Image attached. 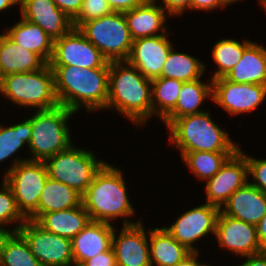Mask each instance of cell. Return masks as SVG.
Wrapping results in <instances>:
<instances>
[{"label": "cell", "mask_w": 266, "mask_h": 266, "mask_svg": "<svg viewBox=\"0 0 266 266\" xmlns=\"http://www.w3.org/2000/svg\"><path fill=\"white\" fill-rule=\"evenodd\" d=\"M212 99V80L204 83L201 79L183 82L175 108L162 120L166 127L182 116L204 112L200 106L207 98Z\"/></svg>", "instance_id": "obj_27"}, {"label": "cell", "mask_w": 266, "mask_h": 266, "mask_svg": "<svg viewBox=\"0 0 266 266\" xmlns=\"http://www.w3.org/2000/svg\"><path fill=\"white\" fill-rule=\"evenodd\" d=\"M160 7L166 11L169 16H180L185 9H191V0H163ZM164 4V6H163Z\"/></svg>", "instance_id": "obj_38"}, {"label": "cell", "mask_w": 266, "mask_h": 266, "mask_svg": "<svg viewBox=\"0 0 266 266\" xmlns=\"http://www.w3.org/2000/svg\"><path fill=\"white\" fill-rule=\"evenodd\" d=\"M31 135L32 124L30 118L11 126L0 125V163L12 157L26 143L28 146Z\"/></svg>", "instance_id": "obj_34"}, {"label": "cell", "mask_w": 266, "mask_h": 266, "mask_svg": "<svg viewBox=\"0 0 266 266\" xmlns=\"http://www.w3.org/2000/svg\"><path fill=\"white\" fill-rule=\"evenodd\" d=\"M4 33L16 44L38 54L47 64L53 55L54 41L38 25L21 17Z\"/></svg>", "instance_id": "obj_23"}, {"label": "cell", "mask_w": 266, "mask_h": 266, "mask_svg": "<svg viewBox=\"0 0 266 266\" xmlns=\"http://www.w3.org/2000/svg\"><path fill=\"white\" fill-rule=\"evenodd\" d=\"M81 266H117L112 247L103 253L87 259Z\"/></svg>", "instance_id": "obj_39"}, {"label": "cell", "mask_w": 266, "mask_h": 266, "mask_svg": "<svg viewBox=\"0 0 266 266\" xmlns=\"http://www.w3.org/2000/svg\"><path fill=\"white\" fill-rule=\"evenodd\" d=\"M114 108L135 126L152 117L151 80L127 60L110 61L106 110Z\"/></svg>", "instance_id": "obj_1"}, {"label": "cell", "mask_w": 266, "mask_h": 266, "mask_svg": "<svg viewBox=\"0 0 266 266\" xmlns=\"http://www.w3.org/2000/svg\"><path fill=\"white\" fill-rule=\"evenodd\" d=\"M122 173L121 169L106 162L82 194L81 204L91 221L111 223L110 221L123 217V225L141 222L127 219L134 215L135 209L129 200Z\"/></svg>", "instance_id": "obj_3"}, {"label": "cell", "mask_w": 266, "mask_h": 266, "mask_svg": "<svg viewBox=\"0 0 266 266\" xmlns=\"http://www.w3.org/2000/svg\"><path fill=\"white\" fill-rule=\"evenodd\" d=\"M236 152H186L182 161L201 181H207L212 178L226 163V161Z\"/></svg>", "instance_id": "obj_32"}, {"label": "cell", "mask_w": 266, "mask_h": 266, "mask_svg": "<svg viewBox=\"0 0 266 266\" xmlns=\"http://www.w3.org/2000/svg\"><path fill=\"white\" fill-rule=\"evenodd\" d=\"M50 67L60 105L75 113L84 107L90 113L106 110L109 68Z\"/></svg>", "instance_id": "obj_2"}, {"label": "cell", "mask_w": 266, "mask_h": 266, "mask_svg": "<svg viewBox=\"0 0 266 266\" xmlns=\"http://www.w3.org/2000/svg\"><path fill=\"white\" fill-rule=\"evenodd\" d=\"M239 84L266 86V47L252 42L243 52L238 64L225 76Z\"/></svg>", "instance_id": "obj_22"}, {"label": "cell", "mask_w": 266, "mask_h": 266, "mask_svg": "<svg viewBox=\"0 0 266 266\" xmlns=\"http://www.w3.org/2000/svg\"><path fill=\"white\" fill-rule=\"evenodd\" d=\"M167 36H169V32L136 39L132 43L127 61L149 80L160 77L169 51L174 47Z\"/></svg>", "instance_id": "obj_17"}, {"label": "cell", "mask_w": 266, "mask_h": 266, "mask_svg": "<svg viewBox=\"0 0 266 266\" xmlns=\"http://www.w3.org/2000/svg\"><path fill=\"white\" fill-rule=\"evenodd\" d=\"M16 226L12 229H6L5 225H11L16 222ZM20 221V222H19ZM26 219L19 212L14 194L10 186L3 180L0 188V231L4 232H18L19 228L24 224Z\"/></svg>", "instance_id": "obj_35"}, {"label": "cell", "mask_w": 266, "mask_h": 266, "mask_svg": "<svg viewBox=\"0 0 266 266\" xmlns=\"http://www.w3.org/2000/svg\"><path fill=\"white\" fill-rule=\"evenodd\" d=\"M259 244L263 250H266V213L256 225Z\"/></svg>", "instance_id": "obj_44"}, {"label": "cell", "mask_w": 266, "mask_h": 266, "mask_svg": "<svg viewBox=\"0 0 266 266\" xmlns=\"http://www.w3.org/2000/svg\"><path fill=\"white\" fill-rule=\"evenodd\" d=\"M2 88H3V75H2V73L0 71V93L2 91Z\"/></svg>", "instance_id": "obj_47"}, {"label": "cell", "mask_w": 266, "mask_h": 266, "mask_svg": "<svg viewBox=\"0 0 266 266\" xmlns=\"http://www.w3.org/2000/svg\"><path fill=\"white\" fill-rule=\"evenodd\" d=\"M90 221L91 219L88 212L81 204L71 209L47 212L36 222L46 231L73 239L90 223Z\"/></svg>", "instance_id": "obj_25"}, {"label": "cell", "mask_w": 266, "mask_h": 266, "mask_svg": "<svg viewBox=\"0 0 266 266\" xmlns=\"http://www.w3.org/2000/svg\"><path fill=\"white\" fill-rule=\"evenodd\" d=\"M266 99V86L239 84L220 77L212 80V101L231 116L251 113Z\"/></svg>", "instance_id": "obj_13"}, {"label": "cell", "mask_w": 266, "mask_h": 266, "mask_svg": "<svg viewBox=\"0 0 266 266\" xmlns=\"http://www.w3.org/2000/svg\"><path fill=\"white\" fill-rule=\"evenodd\" d=\"M249 180L246 157L238 150L205 185L206 202L222 208L229 197Z\"/></svg>", "instance_id": "obj_14"}, {"label": "cell", "mask_w": 266, "mask_h": 266, "mask_svg": "<svg viewBox=\"0 0 266 266\" xmlns=\"http://www.w3.org/2000/svg\"><path fill=\"white\" fill-rule=\"evenodd\" d=\"M183 82L159 77L151 80L152 116L162 120L175 108Z\"/></svg>", "instance_id": "obj_31"}, {"label": "cell", "mask_w": 266, "mask_h": 266, "mask_svg": "<svg viewBox=\"0 0 266 266\" xmlns=\"http://www.w3.org/2000/svg\"><path fill=\"white\" fill-rule=\"evenodd\" d=\"M50 66H76L80 68H109L110 61L73 27L67 34L54 40Z\"/></svg>", "instance_id": "obj_11"}, {"label": "cell", "mask_w": 266, "mask_h": 266, "mask_svg": "<svg viewBox=\"0 0 266 266\" xmlns=\"http://www.w3.org/2000/svg\"><path fill=\"white\" fill-rule=\"evenodd\" d=\"M114 229L112 223L90 221L71 239L74 266H81L87 259L107 251L111 247Z\"/></svg>", "instance_id": "obj_20"}, {"label": "cell", "mask_w": 266, "mask_h": 266, "mask_svg": "<svg viewBox=\"0 0 266 266\" xmlns=\"http://www.w3.org/2000/svg\"><path fill=\"white\" fill-rule=\"evenodd\" d=\"M7 169L3 180L12 189L19 212L37 221L39 199L49 177L45 162L16 157Z\"/></svg>", "instance_id": "obj_7"}, {"label": "cell", "mask_w": 266, "mask_h": 266, "mask_svg": "<svg viewBox=\"0 0 266 266\" xmlns=\"http://www.w3.org/2000/svg\"><path fill=\"white\" fill-rule=\"evenodd\" d=\"M157 1L148 0L145 4L124 12L133 41L140 38L166 34L168 32L165 25L168 15L164 9L157 5Z\"/></svg>", "instance_id": "obj_21"}, {"label": "cell", "mask_w": 266, "mask_h": 266, "mask_svg": "<svg viewBox=\"0 0 266 266\" xmlns=\"http://www.w3.org/2000/svg\"><path fill=\"white\" fill-rule=\"evenodd\" d=\"M175 48L169 51L160 77L190 82L202 78L206 71L205 64L195 56L176 52Z\"/></svg>", "instance_id": "obj_30"}, {"label": "cell", "mask_w": 266, "mask_h": 266, "mask_svg": "<svg viewBox=\"0 0 266 266\" xmlns=\"http://www.w3.org/2000/svg\"><path fill=\"white\" fill-rule=\"evenodd\" d=\"M247 260L238 266H266V250L261 253L245 256Z\"/></svg>", "instance_id": "obj_43"}, {"label": "cell", "mask_w": 266, "mask_h": 266, "mask_svg": "<svg viewBox=\"0 0 266 266\" xmlns=\"http://www.w3.org/2000/svg\"><path fill=\"white\" fill-rule=\"evenodd\" d=\"M148 0H107L113 12L124 13L145 4Z\"/></svg>", "instance_id": "obj_42"}, {"label": "cell", "mask_w": 266, "mask_h": 266, "mask_svg": "<svg viewBox=\"0 0 266 266\" xmlns=\"http://www.w3.org/2000/svg\"><path fill=\"white\" fill-rule=\"evenodd\" d=\"M107 0H83L78 15L72 20L73 26L79 28L84 22L111 14Z\"/></svg>", "instance_id": "obj_36"}, {"label": "cell", "mask_w": 266, "mask_h": 266, "mask_svg": "<svg viewBox=\"0 0 266 266\" xmlns=\"http://www.w3.org/2000/svg\"><path fill=\"white\" fill-rule=\"evenodd\" d=\"M47 63L36 53L22 48L5 33L0 34V71L3 76L42 69Z\"/></svg>", "instance_id": "obj_24"}, {"label": "cell", "mask_w": 266, "mask_h": 266, "mask_svg": "<svg viewBox=\"0 0 266 266\" xmlns=\"http://www.w3.org/2000/svg\"><path fill=\"white\" fill-rule=\"evenodd\" d=\"M250 40L242 43L234 39H221L212 49L213 60L218 69L212 74L211 80L225 77L242 58L244 50L251 44Z\"/></svg>", "instance_id": "obj_33"}, {"label": "cell", "mask_w": 266, "mask_h": 266, "mask_svg": "<svg viewBox=\"0 0 266 266\" xmlns=\"http://www.w3.org/2000/svg\"><path fill=\"white\" fill-rule=\"evenodd\" d=\"M199 253L200 252H192L177 266H208V264H204L198 261Z\"/></svg>", "instance_id": "obj_45"}, {"label": "cell", "mask_w": 266, "mask_h": 266, "mask_svg": "<svg viewBox=\"0 0 266 266\" xmlns=\"http://www.w3.org/2000/svg\"><path fill=\"white\" fill-rule=\"evenodd\" d=\"M78 29L107 61L128 59L133 40L124 13L112 12L109 15L86 21Z\"/></svg>", "instance_id": "obj_8"}, {"label": "cell", "mask_w": 266, "mask_h": 266, "mask_svg": "<svg viewBox=\"0 0 266 266\" xmlns=\"http://www.w3.org/2000/svg\"><path fill=\"white\" fill-rule=\"evenodd\" d=\"M259 3L263 6L264 10H266V0H260Z\"/></svg>", "instance_id": "obj_48"}, {"label": "cell", "mask_w": 266, "mask_h": 266, "mask_svg": "<svg viewBox=\"0 0 266 266\" xmlns=\"http://www.w3.org/2000/svg\"><path fill=\"white\" fill-rule=\"evenodd\" d=\"M19 1L20 0H0V12L3 11L4 13V10L17 4L19 6Z\"/></svg>", "instance_id": "obj_46"}, {"label": "cell", "mask_w": 266, "mask_h": 266, "mask_svg": "<svg viewBox=\"0 0 266 266\" xmlns=\"http://www.w3.org/2000/svg\"><path fill=\"white\" fill-rule=\"evenodd\" d=\"M219 213L220 208L204 203L189 209L181 214L171 226H163V228L189 251L199 252L193 244L210 232L215 235Z\"/></svg>", "instance_id": "obj_12"}, {"label": "cell", "mask_w": 266, "mask_h": 266, "mask_svg": "<svg viewBox=\"0 0 266 266\" xmlns=\"http://www.w3.org/2000/svg\"><path fill=\"white\" fill-rule=\"evenodd\" d=\"M142 221L132 225H122L118 237L113 231L111 247L117 266H152L149 253V237Z\"/></svg>", "instance_id": "obj_16"}, {"label": "cell", "mask_w": 266, "mask_h": 266, "mask_svg": "<svg viewBox=\"0 0 266 266\" xmlns=\"http://www.w3.org/2000/svg\"><path fill=\"white\" fill-rule=\"evenodd\" d=\"M150 262L154 266H177L189 254L185 246L175 240L163 227L149 230Z\"/></svg>", "instance_id": "obj_26"}, {"label": "cell", "mask_w": 266, "mask_h": 266, "mask_svg": "<svg viewBox=\"0 0 266 266\" xmlns=\"http://www.w3.org/2000/svg\"><path fill=\"white\" fill-rule=\"evenodd\" d=\"M71 20L79 13L83 0H52Z\"/></svg>", "instance_id": "obj_41"}, {"label": "cell", "mask_w": 266, "mask_h": 266, "mask_svg": "<svg viewBox=\"0 0 266 266\" xmlns=\"http://www.w3.org/2000/svg\"><path fill=\"white\" fill-rule=\"evenodd\" d=\"M21 17L40 26L54 41L74 26L72 20L52 0H20Z\"/></svg>", "instance_id": "obj_18"}, {"label": "cell", "mask_w": 266, "mask_h": 266, "mask_svg": "<svg viewBox=\"0 0 266 266\" xmlns=\"http://www.w3.org/2000/svg\"><path fill=\"white\" fill-rule=\"evenodd\" d=\"M105 163L98 161L92 151L80 149L73 144L45 161L51 179L66 184L81 195Z\"/></svg>", "instance_id": "obj_9"}, {"label": "cell", "mask_w": 266, "mask_h": 266, "mask_svg": "<svg viewBox=\"0 0 266 266\" xmlns=\"http://www.w3.org/2000/svg\"><path fill=\"white\" fill-rule=\"evenodd\" d=\"M0 266H42L19 232L0 235Z\"/></svg>", "instance_id": "obj_29"}, {"label": "cell", "mask_w": 266, "mask_h": 266, "mask_svg": "<svg viewBox=\"0 0 266 266\" xmlns=\"http://www.w3.org/2000/svg\"><path fill=\"white\" fill-rule=\"evenodd\" d=\"M215 236L221 249H228L227 251L243 258L264 251L259 244L255 225L231 218L221 211L216 223Z\"/></svg>", "instance_id": "obj_15"}, {"label": "cell", "mask_w": 266, "mask_h": 266, "mask_svg": "<svg viewBox=\"0 0 266 266\" xmlns=\"http://www.w3.org/2000/svg\"><path fill=\"white\" fill-rule=\"evenodd\" d=\"M18 232L28 242L33 255L42 266H72V241L46 231L36 221L26 219Z\"/></svg>", "instance_id": "obj_10"}, {"label": "cell", "mask_w": 266, "mask_h": 266, "mask_svg": "<svg viewBox=\"0 0 266 266\" xmlns=\"http://www.w3.org/2000/svg\"><path fill=\"white\" fill-rule=\"evenodd\" d=\"M73 114L75 112L62 105L34 112L30 117L32 135L28 145L32 157L28 160L45 162L72 145L67 121Z\"/></svg>", "instance_id": "obj_5"}, {"label": "cell", "mask_w": 266, "mask_h": 266, "mask_svg": "<svg viewBox=\"0 0 266 266\" xmlns=\"http://www.w3.org/2000/svg\"><path fill=\"white\" fill-rule=\"evenodd\" d=\"M232 3L231 0H191V10L211 11L218 7L226 8L227 5Z\"/></svg>", "instance_id": "obj_40"}, {"label": "cell", "mask_w": 266, "mask_h": 266, "mask_svg": "<svg viewBox=\"0 0 266 266\" xmlns=\"http://www.w3.org/2000/svg\"><path fill=\"white\" fill-rule=\"evenodd\" d=\"M239 151L246 157L248 177L252 176L254 179V182H248L266 194V159L253 158L241 151L240 148Z\"/></svg>", "instance_id": "obj_37"}, {"label": "cell", "mask_w": 266, "mask_h": 266, "mask_svg": "<svg viewBox=\"0 0 266 266\" xmlns=\"http://www.w3.org/2000/svg\"><path fill=\"white\" fill-rule=\"evenodd\" d=\"M223 206V214L256 226L266 213V194L247 182Z\"/></svg>", "instance_id": "obj_19"}, {"label": "cell", "mask_w": 266, "mask_h": 266, "mask_svg": "<svg viewBox=\"0 0 266 266\" xmlns=\"http://www.w3.org/2000/svg\"><path fill=\"white\" fill-rule=\"evenodd\" d=\"M82 195L75 189L48 177L37 208V220L47 212L71 209L81 205Z\"/></svg>", "instance_id": "obj_28"}, {"label": "cell", "mask_w": 266, "mask_h": 266, "mask_svg": "<svg viewBox=\"0 0 266 266\" xmlns=\"http://www.w3.org/2000/svg\"><path fill=\"white\" fill-rule=\"evenodd\" d=\"M233 3H236V2H238L239 0H231Z\"/></svg>", "instance_id": "obj_49"}, {"label": "cell", "mask_w": 266, "mask_h": 266, "mask_svg": "<svg viewBox=\"0 0 266 266\" xmlns=\"http://www.w3.org/2000/svg\"><path fill=\"white\" fill-rule=\"evenodd\" d=\"M1 94L17 106L47 110L59 106L54 74L49 64L42 69L3 76Z\"/></svg>", "instance_id": "obj_6"}, {"label": "cell", "mask_w": 266, "mask_h": 266, "mask_svg": "<svg viewBox=\"0 0 266 266\" xmlns=\"http://www.w3.org/2000/svg\"><path fill=\"white\" fill-rule=\"evenodd\" d=\"M209 111L174 119L167 129L169 142L178 148L182 157L186 152H237L229 134L216 124Z\"/></svg>", "instance_id": "obj_4"}]
</instances>
